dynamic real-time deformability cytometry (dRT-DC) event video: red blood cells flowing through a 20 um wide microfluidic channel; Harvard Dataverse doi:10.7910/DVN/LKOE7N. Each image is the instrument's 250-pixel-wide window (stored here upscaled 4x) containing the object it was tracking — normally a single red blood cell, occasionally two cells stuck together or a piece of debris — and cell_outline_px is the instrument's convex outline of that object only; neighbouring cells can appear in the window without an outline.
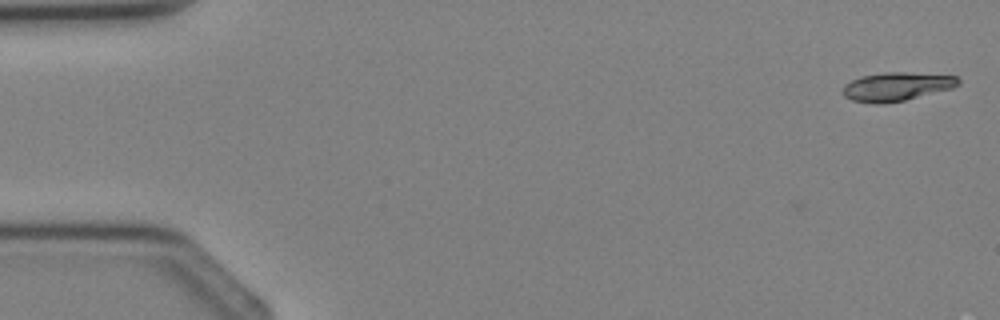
{"species": "Egyptian fruit bat (a non-hibernating species)", "species_latin": "Rousettus aegyptiacus", "temperature_condition": "cold", "stored_images_in_passage": 4, "camera_frame_rate_fps": 3000, "um_per_image_px": 0.085, "animal": {"sex": "female"}, "frame": {"image": 1, "passage_image": 1, "time_ms": 0.0, "image_size_px": [1000, 320], "cell_outline_px": [[960, 84], [952, 88], [904, 100], [884, 104], [872, 104], [852, 100], [844, 96], [840, 92], [844, 84], [860, 76], [884, 72], [904, 72], [956, 76], [960, 80]], "centroid_in_image_um": [76.15, 7.36], "position_along_channel_um": 8.9, "area_um2": 19.36}}